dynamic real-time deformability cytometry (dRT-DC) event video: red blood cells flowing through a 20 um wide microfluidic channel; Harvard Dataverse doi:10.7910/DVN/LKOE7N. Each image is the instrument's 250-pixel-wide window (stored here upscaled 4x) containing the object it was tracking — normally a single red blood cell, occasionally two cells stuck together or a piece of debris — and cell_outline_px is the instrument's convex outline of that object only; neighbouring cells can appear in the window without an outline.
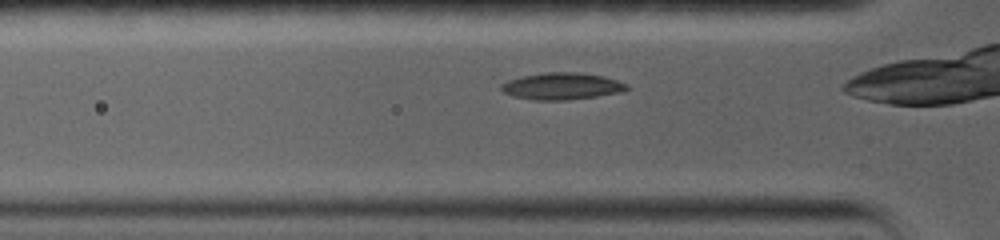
{"species": "common noctule bat (a hibernating species)", "species_latin": "Nyctalus noctula", "temperature_condition": "warm", "stored_images_in_passage": 19, "camera_frame_rate_fps": 5000, "um_per_image_px": 0.085, "animal": {"sex": "female", "body_mass_g": 19.0, "forearm_length_mm": 56.7}, "frame": {"image": 1, "passage_image": 3, "time_ms": 0.8, "image_size_px": [1000, 240], "cell_outline_px": [[632, 88], [620, 92], [596, 96], [568, 100], [532, 100], [512, 96], [504, 92], [500, 88], [500, 84], [508, 80], [524, 76], [544, 72], [576, 72], [604, 76], [628, 84]], "centroid_in_image_um": [47.76, 7.33], "position_along_channel_um": 78.0, "area_um2": 19.71}}
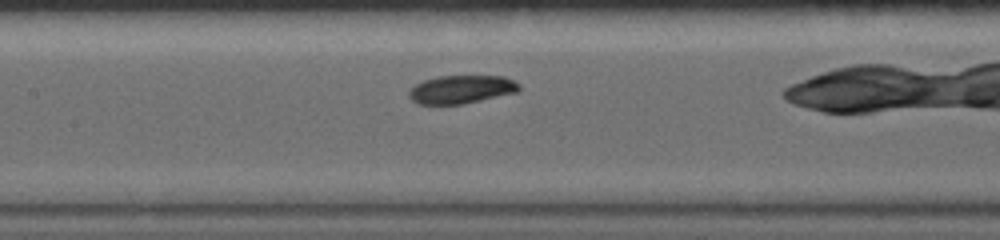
{"frame": {"image": 2, "passage_image": 9, "time_ms": 3.2, "image_size_px": [1000, 240], "cell_outline_px": [[520, 92], [464, 104], [416, 104], [408, 96], [408, 92], [416, 84], [424, 80], [436, 76], [504, 76], [520, 84]], "centroid_in_image_um": [39.24, 7.6], "position_along_channel_um": 168.2, "area_um2": 18.32}}
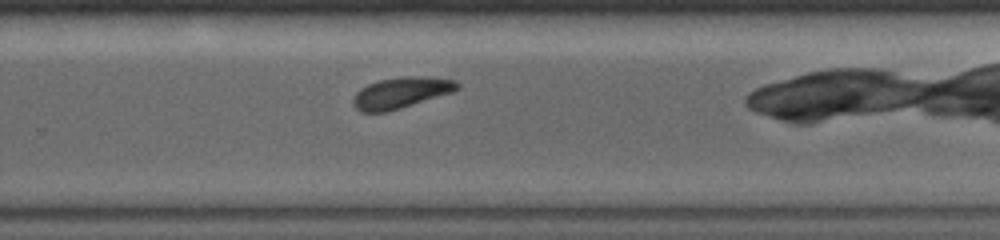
{"frame": {"image": 3, "passage_image": 18, "time_ms": 6.6, "image_size_px": [1000, 240], "cell_outline_px": [[460, 84], [452, 92], [400, 108], [384, 112], [360, 112], [352, 104], [352, 100], [356, 92], [360, 88], [368, 84], [380, 80], [408, 76], [424, 76], [456, 80]], "centroid_in_image_um": [34.05, 7.88], "position_along_channel_um": 295.8, "area_um2": 18.61}}